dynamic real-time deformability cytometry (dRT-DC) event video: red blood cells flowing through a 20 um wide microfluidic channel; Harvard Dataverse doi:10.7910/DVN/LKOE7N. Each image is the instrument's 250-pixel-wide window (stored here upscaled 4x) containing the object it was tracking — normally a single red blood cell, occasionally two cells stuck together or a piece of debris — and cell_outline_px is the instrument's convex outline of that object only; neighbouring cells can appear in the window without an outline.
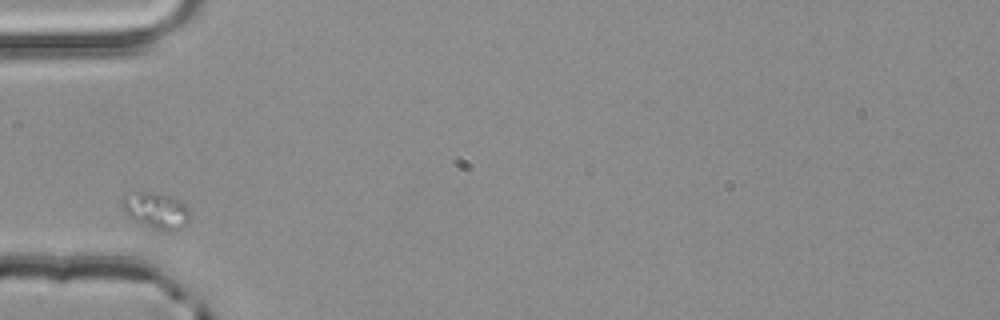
{"species": "common noctule bat (a hibernating species)", "species_latin": "Nyctalus noctula", "temperature_condition": "room temperature", "stored_images_in_passage": 1, "camera_frame_rate_fps": 3000, "um_per_image_px": 0.085, "animal": {"sex": "male", "body_mass_g": 20.4}, "frame": {"image": 1, "passage_image": 1, "time_ms": 0.0, "image_size_px": [1000, 320], "cell_outline_px": [[192, 216], [180, 228], [172, 232], [164, 232], [152, 228], [128, 216], [124, 212], [124, 196], [136, 192], [148, 192], [172, 196], [184, 204], [188, 208]], "centroid_in_image_um": [13.33, 17.92], "position_along_channel_um": 71.7, "area_um2": 14.05}}